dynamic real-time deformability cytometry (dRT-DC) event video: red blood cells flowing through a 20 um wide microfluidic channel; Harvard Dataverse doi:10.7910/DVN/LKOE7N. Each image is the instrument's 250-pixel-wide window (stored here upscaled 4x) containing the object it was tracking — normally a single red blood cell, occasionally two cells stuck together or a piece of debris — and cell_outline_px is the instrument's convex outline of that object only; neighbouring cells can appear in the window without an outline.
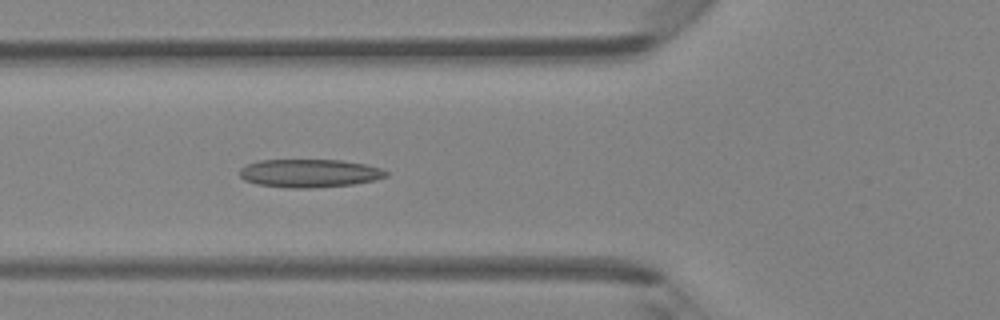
{"species": "Egyptian fruit bat (a non-hibernating species)", "species_latin": "Rousettus aegyptiacus", "temperature_condition": "room temperature", "stored_images_in_passage": 5, "camera_frame_rate_fps": 3000, "um_per_image_px": 0.085, "animal": {"sex": "female"}, "frame": {"image": 1, "passage_image": 5, "time_ms": 1.333, "image_size_px": [1000, 320], "cell_outline_px": [[388, 176], [376, 180], [352, 184], [312, 188], [288, 188], [256, 184], [244, 180], [240, 176], [240, 168], [248, 164], [260, 160], [340, 160], [364, 164], [380, 168], [388, 172]], "centroid_in_image_um": [26.3, 14.73], "position_along_channel_um": 99.5, "area_um2": 24.04}}